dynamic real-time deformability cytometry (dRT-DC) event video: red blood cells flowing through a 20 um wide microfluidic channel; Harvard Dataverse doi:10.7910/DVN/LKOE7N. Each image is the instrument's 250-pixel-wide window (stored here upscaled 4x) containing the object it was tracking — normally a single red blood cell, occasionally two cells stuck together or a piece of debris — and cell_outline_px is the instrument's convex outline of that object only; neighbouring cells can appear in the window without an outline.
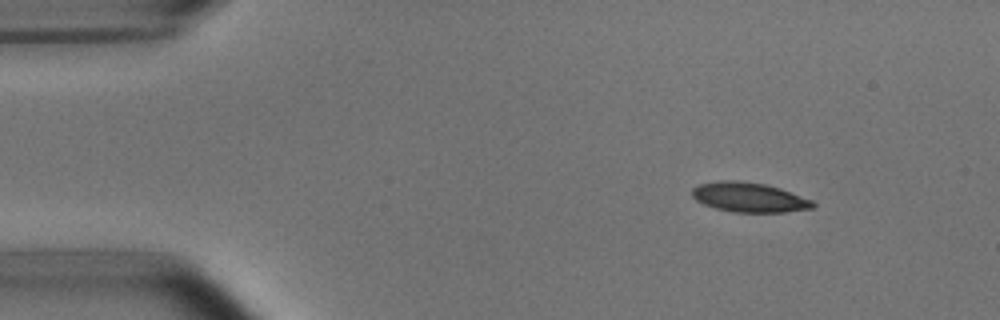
{"species": "common noctule bat (a hibernating species)", "species_latin": "Nyctalus noctula", "temperature_condition": "room temperature", "stored_images_in_passage": 4, "camera_frame_rate_fps": 3000, "um_per_image_px": 0.085, "animal": {"sex": "male", "body_mass_g": 15.6}, "frame": {"image": 1, "passage_image": 1, "time_ms": 0.0, "image_size_px": [1000, 320], "cell_outline_px": [[816, 204], [812, 208], [784, 212], [732, 212], [716, 208], [704, 204], [696, 200], [692, 196], [692, 188], [700, 184], [720, 180], [740, 180], [764, 184], [780, 188], [812, 200]], "centroid_in_image_um": [63.66, 16.76], "position_along_channel_um": 21.3, "area_um2": 20.81}}
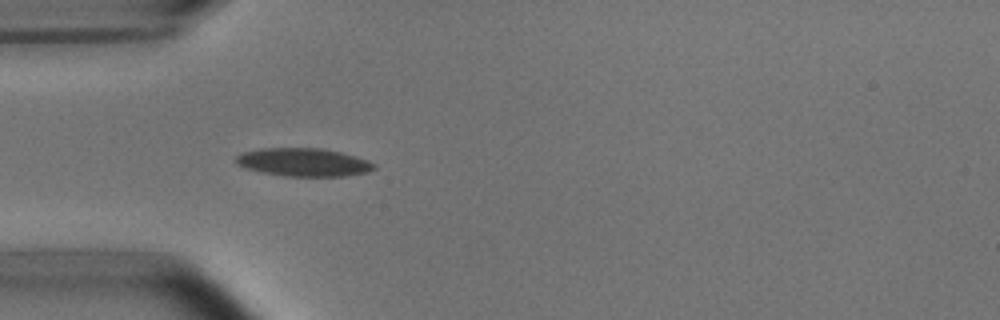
{"frame": {"image": 2, "passage_image": 4, "time_ms": 3.0, "image_size_px": [1000, 320], "cell_outline_px": [[376, 168], [368, 172], [344, 176], [284, 176], [260, 172], [244, 168], [236, 164], [236, 156], [244, 152], [260, 148], [320, 148], [340, 152], [356, 156], [368, 160], [376, 164]], "centroid_in_image_um": [25.8, 13.79], "position_along_channel_um": 59.2, "area_um2": 22.77}}